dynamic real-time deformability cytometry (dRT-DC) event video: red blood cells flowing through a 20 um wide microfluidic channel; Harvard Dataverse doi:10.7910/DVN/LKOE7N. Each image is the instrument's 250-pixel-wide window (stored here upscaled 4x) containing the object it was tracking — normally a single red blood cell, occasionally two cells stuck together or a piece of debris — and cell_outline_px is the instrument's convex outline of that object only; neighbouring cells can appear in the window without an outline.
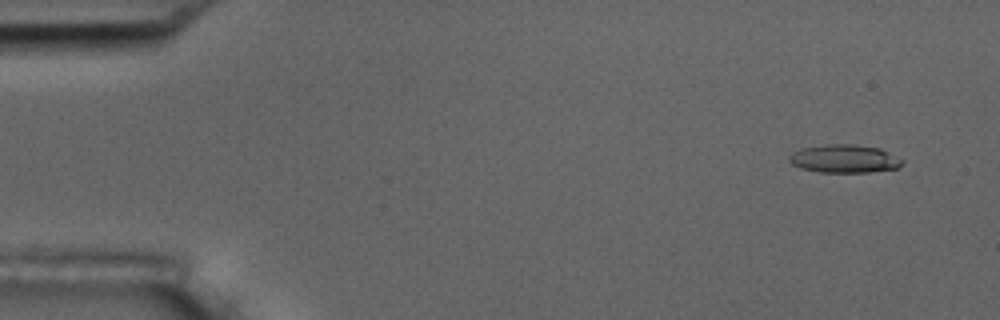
{"species": "common noctule bat (a hibernating species)", "species_latin": "Nyctalus noctula", "temperature_condition": "room temperature", "stored_images_in_passage": 6, "camera_frame_rate_fps": 3000, "um_per_image_px": 0.085, "animal": {"sex": "male", "body_mass_g": 17.5, "forearm_length_mm": 52.3}, "frame": {"image": 1, "passage_image": 6, "time_ms": 6.667, "image_size_px": [1000, 320], "cell_outline_px": [[904, 160], [896, 168], [868, 172], [820, 172], [800, 168], [792, 164], [788, 160], [788, 156], [792, 152], [800, 148], [824, 144], [852, 144], [880, 148]], "centroid_in_image_um": [71.71, 13.48], "position_along_channel_um": 13.3, "area_um2": 18.55}}